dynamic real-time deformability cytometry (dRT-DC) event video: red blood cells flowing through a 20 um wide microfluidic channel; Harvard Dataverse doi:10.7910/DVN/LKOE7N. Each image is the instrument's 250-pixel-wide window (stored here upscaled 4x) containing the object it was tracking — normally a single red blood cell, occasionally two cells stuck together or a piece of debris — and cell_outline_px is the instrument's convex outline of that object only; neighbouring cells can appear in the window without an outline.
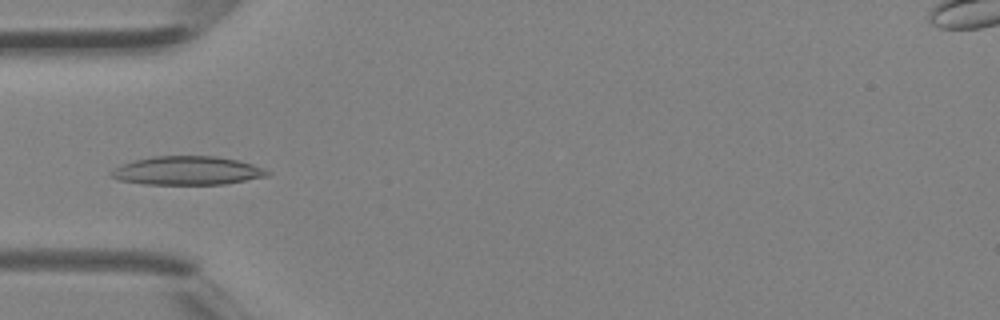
{"species": "Egyptian fruit bat (a non-hibernating species)", "species_latin": "Rousettus aegyptiacus", "temperature_condition": "room temperature", "stored_images_in_passage": 3, "camera_frame_rate_fps": 3000, "um_per_image_px": 0.085, "animal": {"sex": "female"}, "frame": {"image": 1, "passage_image": 3, "time_ms": 0.667, "image_size_px": [1000, 320], "cell_outline_px": [[272, 172], [268, 176], [224, 184], [144, 184], [116, 180], [108, 176], [108, 172], [120, 164], [152, 156], [216, 156], [240, 160], [264, 168]], "centroid_in_image_um": [15.88, 14.5], "position_along_channel_um": 69.1, "area_um2": 26.36}}